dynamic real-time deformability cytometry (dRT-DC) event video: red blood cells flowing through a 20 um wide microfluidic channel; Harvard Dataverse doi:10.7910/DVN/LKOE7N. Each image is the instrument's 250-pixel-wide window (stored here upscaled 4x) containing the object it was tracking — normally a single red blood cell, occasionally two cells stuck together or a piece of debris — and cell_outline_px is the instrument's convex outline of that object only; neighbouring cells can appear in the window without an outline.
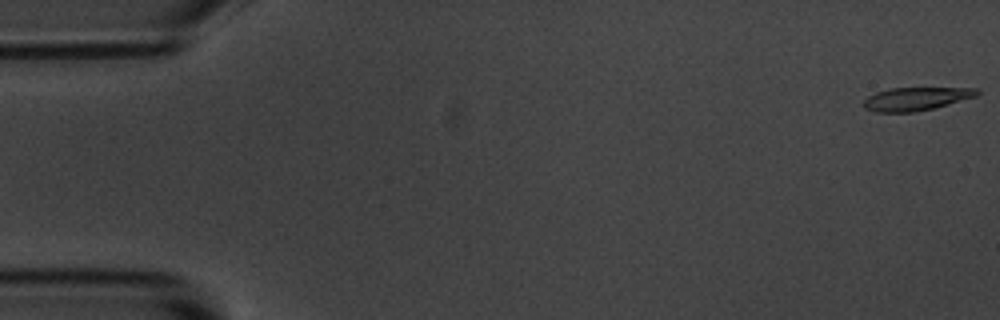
{"species": "common noctule bat (a hibernating species)", "species_latin": "Nyctalus noctula", "temperature_condition": "room temperature", "stored_images_in_passage": 49, "camera_frame_rate_fps": 3000, "um_per_image_px": 0.085, "animal": {"sex": "male", "body_mass_g": 20.1, "forearm_length_mm": 53.5}, "frame": {"image": 1, "passage_image": 1, "time_ms": 0.0, "image_size_px": [1000, 320], "cell_outline_px": [[980, 92], [976, 96], [948, 104], [932, 108], [912, 112], [876, 112], [864, 108], [864, 100], [868, 96], [876, 92], [892, 88], [976, 88]], "centroid_in_image_um": [77.84, 8.4], "position_along_channel_um": 7.2, "area_um2": 15.09}}
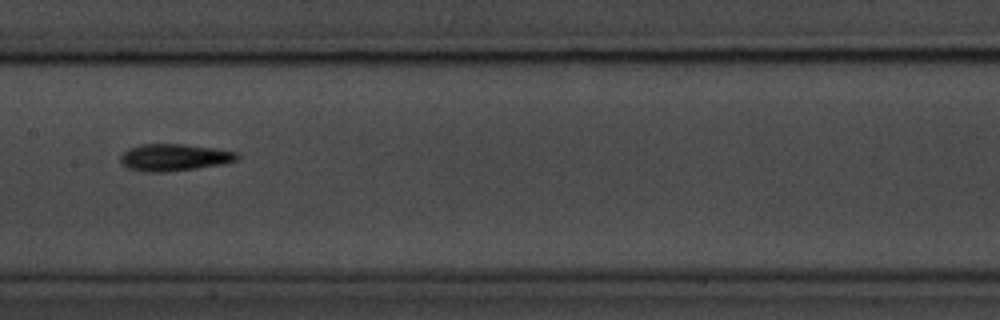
{"frame": {"image": 2, "passage_image": 28, "time_ms": 9.0, "image_size_px": [1000, 320], "cell_outline_px": [[240, 156], [236, 160], [220, 164], [196, 168], [164, 172], [144, 172], [128, 168], [120, 164], [120, 156], [128, 148], [144, 144], [184, 144], [212, 148], [236, 152]], "centroid_in_image_um": [14.75, 13.38], "position_along_channel_um": 192.7, "area_um2": 18.21}}
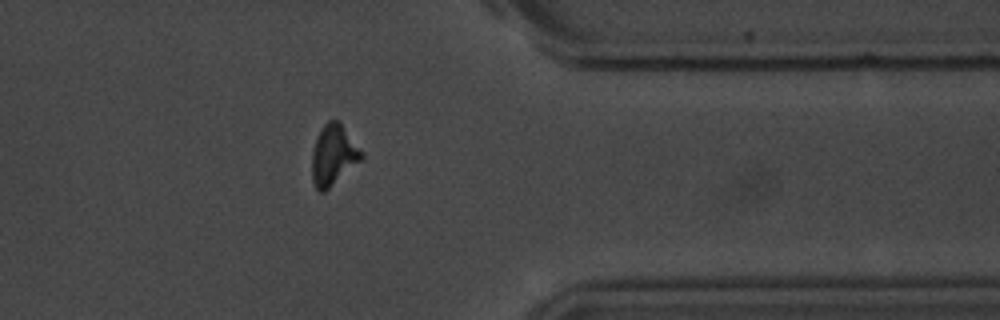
{"frame": {"image": 3, "passage_image": 45, "time_ms": 14.667, "image_size_px": [1000, 320], "cell_outline_px": [[364, 156], [360, 160], [324, 192], [320, 192], [316, 188], [312, 180], [312, 152], [316, 140], [324, 124], [328, 120], [340, 120], [364, 152]], "centroid_in_image_um": [28.36, 13.14], "position_along_channel_um": 383.0, "area_um2": 17.34}}